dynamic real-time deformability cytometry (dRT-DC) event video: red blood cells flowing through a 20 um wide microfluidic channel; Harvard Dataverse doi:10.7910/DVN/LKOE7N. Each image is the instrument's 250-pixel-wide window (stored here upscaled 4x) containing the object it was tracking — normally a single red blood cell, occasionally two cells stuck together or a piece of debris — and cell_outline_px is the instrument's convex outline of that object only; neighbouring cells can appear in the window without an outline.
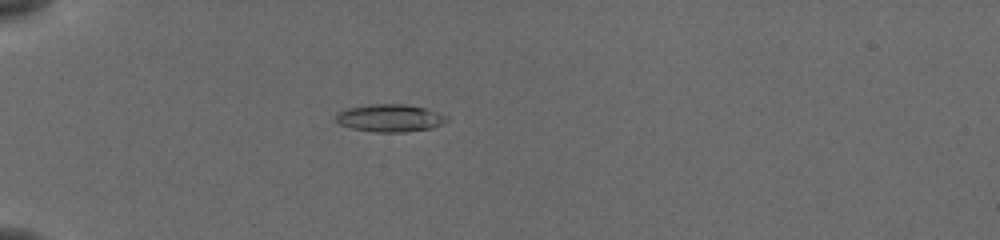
{"species": "common noctule bat (a hibernating species)", "species_latin": "Nyctalus noctula", "temperature_condition": "cold", "stored_images_in_passage": 40, "camera_frame_rate_fps": 3000, "um_per_image_px": 0.085, "animal": {"sex": "female", "body_mass_g": 19.5, "forearm_length_mm": 54.1}, "frame": {"image": 1, "passage_image": 2, "time_ms": 0.333, "image_size_px": [1000, 240], "cell_outline_px": [[448, 120], [444, 124], [432, 128], [404, 132], [376, 132], [352, 128], [340, 124], [336, 120], [336, 112], [348, 108], [368, 104], [404, 104], [424, 108], [448, 116]], "centroid_in_image_um": [33.15, 10.03], "position_along_channel_um": 51.8, "area_um2": 17.8}}
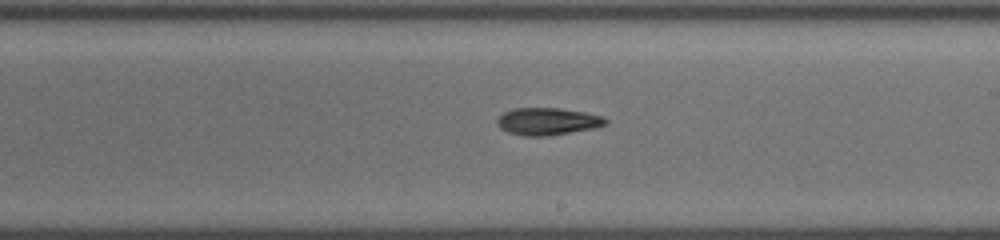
{"frame": {"image": 2, "passage_image": 19, "time_ms": 6.0, "image_size_px": [1000, 240], "cell_outline_px": [[608, 120], [604, 124], [592, 128], [548, 136], [524, 136], [508, 132], [500, 128], [496, 124], [496, 120], [504, 112], [512, 108], [560, 108], [584, 112], [604, 116]], "centroid_in_image_um": [46.5, 10.31], "position_along_channel_um": 242.5, "area_um2": 17.17}}
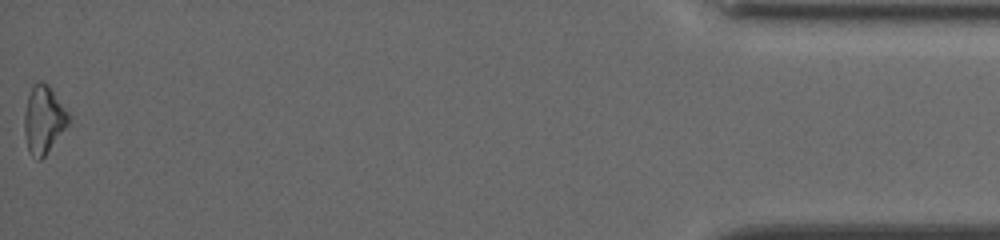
{"frame": {"image": 3, "passage_image": 40, "time_ms": 13.0, "image_size_px": [1000, 240], "cell_outline_px": [[72, 116], [68, 124], [44, 156], [40, 160], [36, 160], [28, 152], [24, 132], [24, 112], [28, 96], [32, 84], [36, 80], [40, 80], [48, 84]], "centroid_in_image_um": [3.7, 10.13], "position_along_channel_um": 431.5, "area_um2": 17.69}, "authors_computed_cell_mechanics": {"area_um2": 16.7909, "velocity_mm_per_s": 3.8383, "shape_relaxation_time_tau1_ms": 3.3474, "shape_relaxation_time_tau2_ms": 5.3472, "deformation_change_tau1": 0.1156, "deformation_change_tau2": 0.1313}}